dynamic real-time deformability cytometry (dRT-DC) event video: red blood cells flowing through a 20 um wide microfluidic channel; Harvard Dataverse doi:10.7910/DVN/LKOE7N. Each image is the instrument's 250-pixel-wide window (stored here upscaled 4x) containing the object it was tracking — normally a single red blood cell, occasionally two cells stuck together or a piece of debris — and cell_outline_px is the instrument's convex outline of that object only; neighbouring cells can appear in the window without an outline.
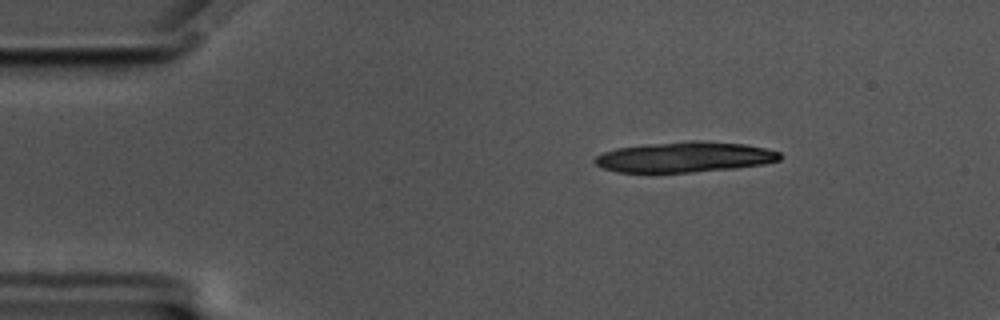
{"species": "common noctule bat (a hibernating species)", "species_latin": "Nyctalus noctula", "temperature_condition": "cold", "stored_images_in_passage": 48, "segment_of_instrument_passage": [1, 2], "camera_frame_rate_fps": 3000, "um_per_image_px": 0.085, "animal": {"sex": "male", "body_mass_g": 17.5, "forearm_length_mm": 52.3}, "frame": {"image": 1, "passage_image": 1, "time_ms": 0.0, "image_size_px": [1000, 320], "cell_outline_px": [[780, 160], [764, 164], [732, 168], [692, 172], [616, 172], [604, 168], [596, 164], [592, 160], [596, 156], [604, 152], [616, 148], [644, 144], [692, 140], [696, 140], [744, 144], [764, 148], [780, 152]], "centroid_in_image_um": [58.17, 13.34], "position_along_channel_um": 26.8, "area_um2": 32.71}}